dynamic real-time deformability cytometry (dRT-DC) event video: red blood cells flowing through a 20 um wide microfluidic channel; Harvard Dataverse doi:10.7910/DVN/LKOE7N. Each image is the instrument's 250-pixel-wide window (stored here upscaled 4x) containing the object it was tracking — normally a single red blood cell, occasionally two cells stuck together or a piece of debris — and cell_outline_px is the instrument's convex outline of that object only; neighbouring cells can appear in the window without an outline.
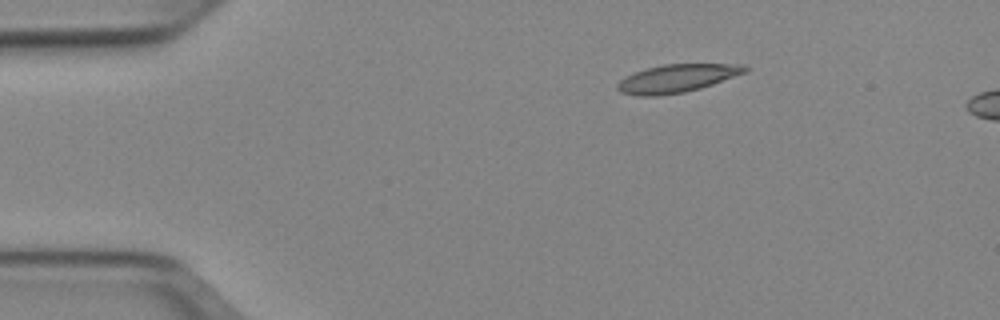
{"species": "Egyptian fruit bat (a non-hibernating species)", "species_latin": "Rousettus aegyptiacus", "temperature_condition": "cold", "stored_images_in_passage": 6, "camera_frame_rate_fps": 3000, "um_per_image_px": 0.085, "animal": {"sex": "female"}, "frame": {"image": 1, "passage_image": 1, "time_ms": 0.0, "image_size_px": [1000, 320], "cell_outline_px": [[748, 72], [700, 88], [684, 92], [656, 96], [636, 96], [620, 92], [616, 88], [616, 84], [620, 80], [636, 72], [648, 68], [664, 64], [744, 64], [748, 68]], "centroid_in_image_um": [57.55, 6.66], "position_along_channel_um": 27.4, "area_um2": 20.75}}